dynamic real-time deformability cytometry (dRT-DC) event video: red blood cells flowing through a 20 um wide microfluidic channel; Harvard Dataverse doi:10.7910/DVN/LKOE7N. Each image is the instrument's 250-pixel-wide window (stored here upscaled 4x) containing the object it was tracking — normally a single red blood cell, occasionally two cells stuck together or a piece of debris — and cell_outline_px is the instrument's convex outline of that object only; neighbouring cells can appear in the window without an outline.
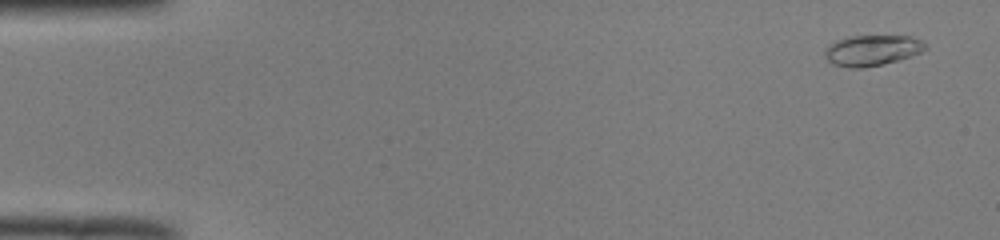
{"species": "common noctule bat (a hibernating species)", "species_latin": "Nyctalus noctula", "temperature_condition": "room temperature", "stored_images_in_passage": 52, "camera_frame_rate_fps": 3000, "um_per_image_px": 0.085, "animal": {"sex": "male", "body_mass_g": 19.0, "forearm_length_mm": 50.8}, "frame": {"image": 1, "passage_image": 3, "time_ms": 0.667, "image_size_px": [1000, 240], "cell_outline_px": [[928, 48], [920, 52], [896, 60], [864, 68], [852, 68], [832, 64], [824, 56], [824, 52], [836, 40], [852, 36], [908, 36], [920, 40]], "centroid_in_image_um": [74.09, 4.28], "position_along_channel_um": 10.9, "area_um2": 17.51}}
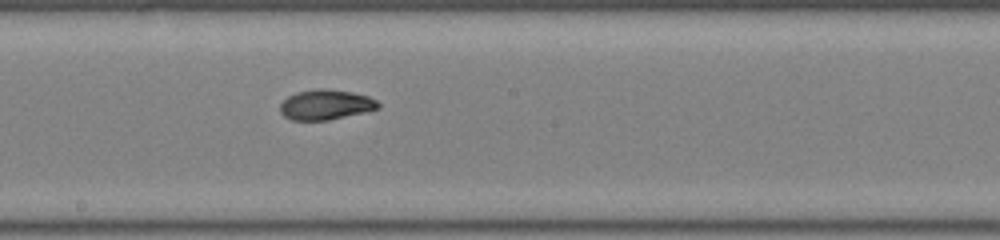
{"frame": {"image": 2, "passage_image": 29, "time_ms": 9.333, "image_size_px": [1000, 240], "cell_outline_px": [[380, 108], [364, 112], [328, 120], [292, 120], [284, 116], [280, 112], [280, 104], [288, 96], [296, 92], [316, 88], [328, 88], [352, 92], [368, 96], [376, 100], [380, 104]], "centroid_in_image_um": [27.68, 8.88], "position_along_channel_um": 220.5, "area_um2": 17.28}}
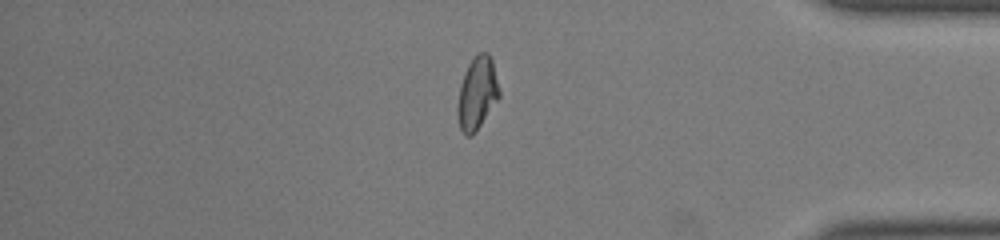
{"frame": {"image": 3, "passage_image": 44, "time_ms": 14.333, "image_size_px": [1000, 240], "cell_outline_px": [[500, 96], [472, 136], [464, 136], [460, 128], [456, 112], [456, 108], [460, 84], [464, 72], [468, 64], [476, 52], [488, 52], [492, 60], [500, 92]], "centroid_in_image_um": [40.53, 7.91], "position_along_channel_um": 394.7, "area_um2": 17.74}, "authors_computed_cell_mechanics": {"area_um2": 17.1666, "velocity_mm_per_s": 4.001, "shape_relaxation_time_tau1_ms": 4.323, "shape_relaxation_time_tau2_ms": 2.4092, "deformation_change_tau1": 0.1847, "deformation_change_tau2": 0.0291}}